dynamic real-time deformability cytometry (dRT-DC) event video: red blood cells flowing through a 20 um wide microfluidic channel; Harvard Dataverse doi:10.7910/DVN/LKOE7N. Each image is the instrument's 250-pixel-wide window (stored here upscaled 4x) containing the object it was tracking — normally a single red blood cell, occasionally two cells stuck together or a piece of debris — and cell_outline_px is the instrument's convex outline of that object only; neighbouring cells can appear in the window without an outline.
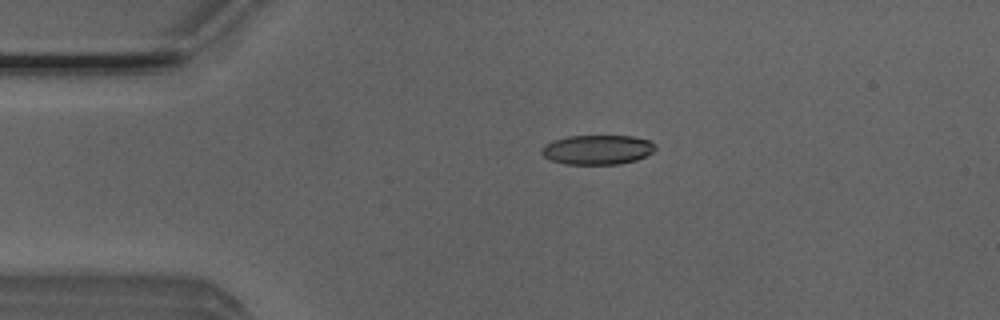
{"species": "Egyptian fruit bat (a non-hibernating species)", "species_latin": "Rousettus aegyptiacus", "temperature_condition": "room temperature", "stored_images_in_passage": 3, "camera_frame_rate_fps": 3000, "um_per_image_px": 0.085, "animal": {"sex": "male"}, "frame": {"image": 1, "passage_image": 1, "time_ms": 0.0, "image_size_px": [1000, 320], "cell_outline_px": [[656, 148], [652, 152], [636, 160], [620, 164], [564, 164], [552, 160], [544, 156], [540, 152], [540, 148], [544, 144], [552, 140], [568, 136], [632, 136], [648, 140], [656, 144]], "centroid_in_image_um": [50.75, 12.72], "position_along_channel_um": 34.3, "area_um2": 19.65}}